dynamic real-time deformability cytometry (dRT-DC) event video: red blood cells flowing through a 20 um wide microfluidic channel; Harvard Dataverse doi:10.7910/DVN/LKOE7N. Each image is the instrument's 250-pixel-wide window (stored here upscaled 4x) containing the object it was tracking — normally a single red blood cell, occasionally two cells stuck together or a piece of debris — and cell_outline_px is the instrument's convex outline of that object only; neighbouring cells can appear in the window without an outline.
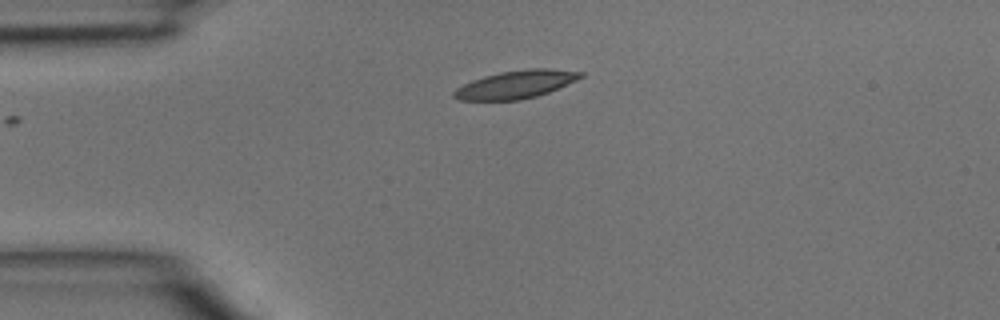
{"species": "common noctule bat (a hibernating species)", "species_latin": "Nyctalus noctula", "temperature_condition": "room temperature", "stored_images_in_passage": 2, "camera_frame_rate_fps": 3000, "um_per_image_px": 0.085, "animal": {"sex": "male", "body_mass_g": 15.6}, "frame": {"image": 1, "passage_image": 2, "time_ms": 0.333, "image_size_px": [1000, 320], "cell_outline_px": [[584, 76], [576, 80], [548, 92], [536, 96], [520, 100], [460, 100], [452, 96], [452, 92], [456, 88], [472, 80], [484, 76], [500, 72], [528, 68], [548, 68], [584, 72]], "centroid_in_image_um": [43.84, 7.17], "position_along_channel_um": 41.2, "area_um2": 20.58}}